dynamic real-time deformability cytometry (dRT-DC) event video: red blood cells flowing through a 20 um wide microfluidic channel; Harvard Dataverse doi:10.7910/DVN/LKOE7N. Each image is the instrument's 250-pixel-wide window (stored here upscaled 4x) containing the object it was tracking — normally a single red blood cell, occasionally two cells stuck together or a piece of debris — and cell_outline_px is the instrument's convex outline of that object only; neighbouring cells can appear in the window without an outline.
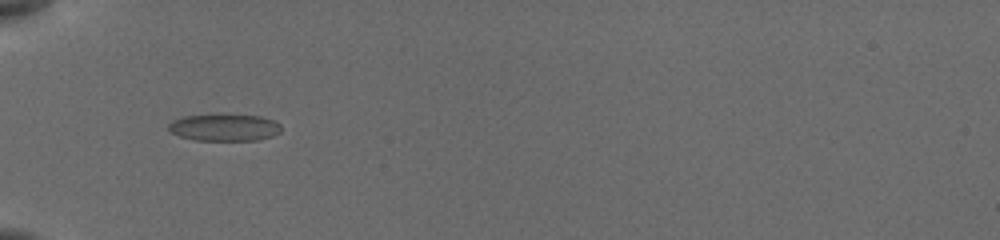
{"species": "common noctule bat (a hibernating species)", "species_latin": "Nyctalus noctula", "temperature_condition": "cold", "stored_images_in_passage": 9, "camera_frame_rate_fps": 3000, "um_per_image_px": 0.085, "animal": {"sex": "female", "body_mass_g": 19.5, "forearm_length_mm": 54.1}, "frame": {"image": 1, "passage_image": 1, "time_ms": 0.0, "image_size_px": [1000, 240], "cell_outline_px": [[280, 132], [272, 136], [256, 140], [196, 140], [180, 136], [168, 132], [168, 124], [172, 120], [184, 116], [220, 112], [260, 116], [272, 120], [280, 124]], "centroid_in_image_um": [19.02, 10.79], "position_along_channel_um": 66.0, "area_um2": 18.32}}
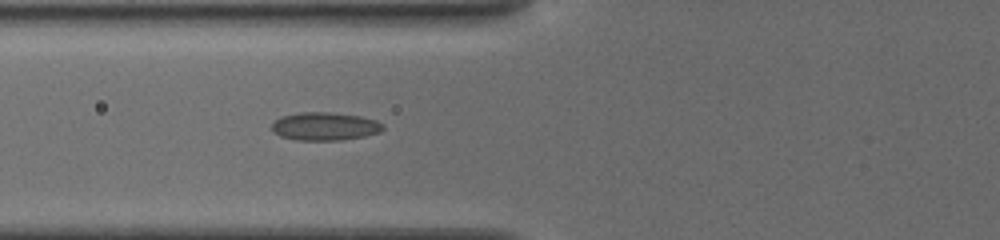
{"frame": {"image": 2, "passage_image": 5, "time_ms": 1.0, "image_size_px": [1000, 240], "cell_outline_px": [[384, 128], [380, 132], [364, 136], [344, 140], [296, 140], [280, 136], [272, 132], [272, 124], [280, 116], [300, 112], [332, 112], [360, 116], [376, 120], [384, 124]], "centroid_in_image_um": [27.61, 10.74], "position_along_channel_um": 98.2, "area_um2": 18.38}}
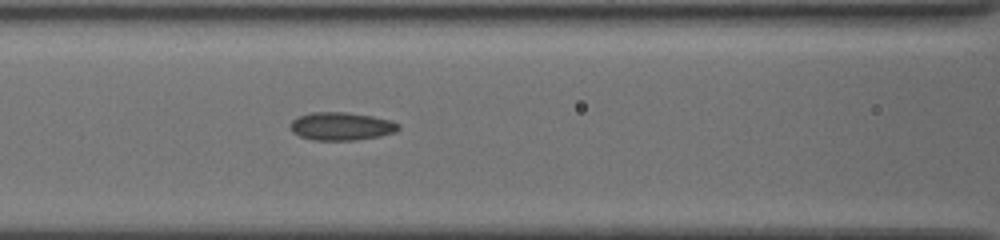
{"frame": {"image": 3, "passage_image": 9, "time_ms": 2.0, "image_size_px": [1000, 240], "cell_outline_px": [[400, 128], [396, 132], [380, 136], [356, 140], [312, 140], [300, 136], [292, 132], [292, 120], [300, 116], [312, 112], [348, 112], [372, 116], [392, 120], [400, 124]], "centroid_in_image_um": [29.07, 10.73], "position_along_channel_um": 137.5, "area_um2": 17.69}}